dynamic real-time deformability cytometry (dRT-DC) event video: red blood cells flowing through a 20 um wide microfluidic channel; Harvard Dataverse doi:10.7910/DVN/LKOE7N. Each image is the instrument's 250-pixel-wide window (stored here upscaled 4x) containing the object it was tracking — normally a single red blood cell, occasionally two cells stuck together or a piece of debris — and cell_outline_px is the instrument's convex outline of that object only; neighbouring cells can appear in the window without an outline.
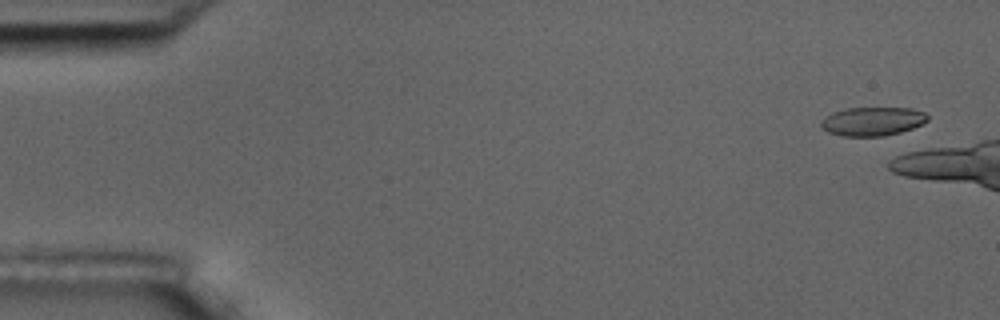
{"species": "common noctule bat (a hibernating species)", "species_latin": "Nyctalus noctula", "temperature_condition": "room temperature", "stored_images_in_passage": 4, "camera_frame_rate_fps": 3000, "um_per_image_px": 0.085, "animal": {"sex": "male", "body_mass_g": 17.5, "forearm_length_mm": 52.3}, "frame": {"image": 1, "passage_image": 1, "time_ms": 0.0, "image_size_px": [1000, 320], "cell_outline_px": [[928, 120], [912, 128], [900, 132], [884, 136], [844, 136], [828, 132], [820, 128], [820, 120], [832, 112], [844, 108], [912, 108], [924, 112], [928, 116]], "centroid_in_image_um": [74.12, 10.31], "position_along_channel_um": 10.9, "area_um2": 17.92}}